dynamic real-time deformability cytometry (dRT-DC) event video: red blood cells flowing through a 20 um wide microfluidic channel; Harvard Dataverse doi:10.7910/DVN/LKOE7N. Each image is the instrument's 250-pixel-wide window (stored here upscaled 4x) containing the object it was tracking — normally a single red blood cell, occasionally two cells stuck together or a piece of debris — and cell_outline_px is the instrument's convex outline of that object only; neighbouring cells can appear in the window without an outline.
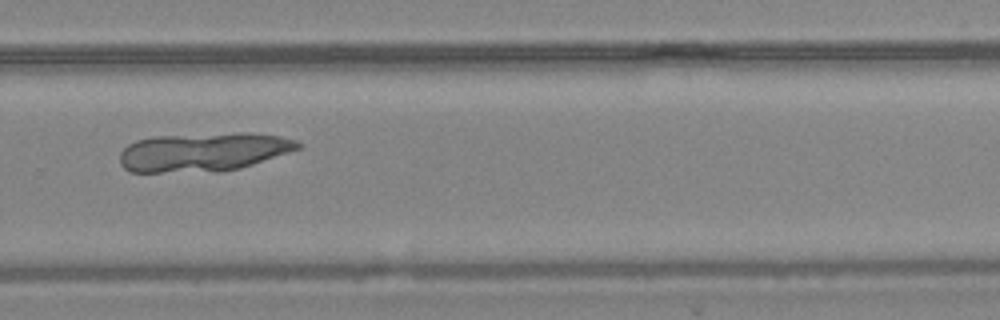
{"species": "common noctule bat (a hibernating species)", "species_latin": "Nyctalus noctula", "temperature_condition": "warm", "stored_images_in_passage": 12, "camera_frame_rate_fps": 3000, "um_per_image_px": 0.085, "animal": {"sex": "female", "body_mass_g": 24.6, "forearm_length_mm": 56.2}, "frame": {"image": 1, "passage_image": 7, "time_ms": 2.0, "image_size_px": [1000, 320], "cell_outline_px": [[304, 144], [300, 148], [240, 168], [220, 172], [128, 172], [120, 164], [120, 152], [128, 144], [136, 140], [152, 136], [236, 132], [248, 132], [280, 136], [296, 140]], "centroid_in_image_um": [17.26, 12.91], "position_along_channel_um": 312.5, "area_um2": 40.69}}